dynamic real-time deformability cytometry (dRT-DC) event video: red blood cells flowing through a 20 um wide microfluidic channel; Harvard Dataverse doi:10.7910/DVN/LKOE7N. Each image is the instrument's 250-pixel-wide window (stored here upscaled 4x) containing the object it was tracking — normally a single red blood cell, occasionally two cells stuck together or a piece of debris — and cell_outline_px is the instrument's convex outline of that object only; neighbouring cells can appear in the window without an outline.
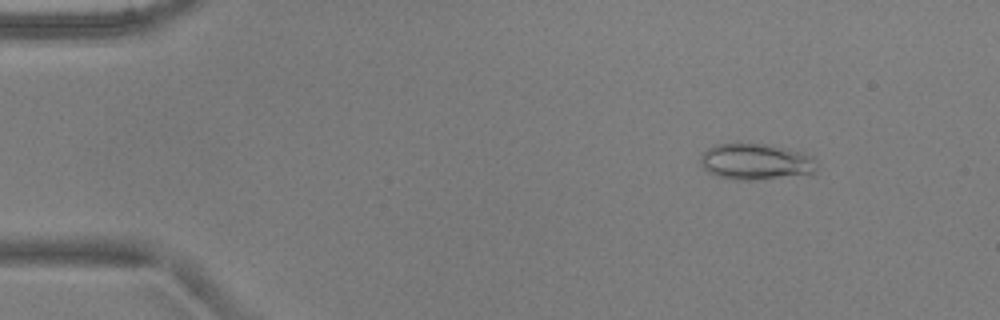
{"species": "common noctule bat (a hibernating species)", "species_latin": "Nyctalus noctula", "temperature_condition": "warm", "stored_images_in_passage": 4, "camera_frame_rate_fps": 3000, "um_per_image_px": 0.085, "animal": {"sex": "male", "body_mass_g": 17.9, "forearm_length_mm": 54.2}, "frame": {"image": 1, "passage_image": 1, "time_ms": 0.0, "image_size_px": [1000, 320], "cell_outline_px": [[820, 164], [816, 172], [812, 176], [752, 180], [736, 180], [716, 176], [708, 172], [700, 164], [700, 156], [708, 148], [716, 144], [748, 140], [784, 148], [800, 152], [812, 156]], "centroid_in_image_um": [64.3, 13.74], "position_along_channel_um": 20.7, "area_um2": 25.89}}